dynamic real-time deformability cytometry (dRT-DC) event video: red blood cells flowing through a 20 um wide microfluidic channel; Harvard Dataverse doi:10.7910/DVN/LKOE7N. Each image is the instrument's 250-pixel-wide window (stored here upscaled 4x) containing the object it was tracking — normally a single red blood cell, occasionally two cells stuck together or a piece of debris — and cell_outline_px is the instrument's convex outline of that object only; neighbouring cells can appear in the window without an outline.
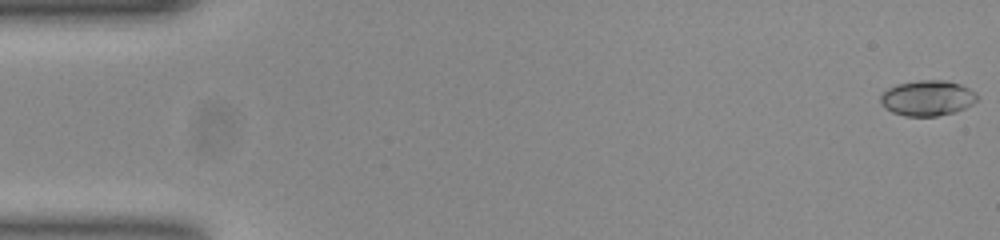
{"species": "common noctule bat (a hibernating species)", "species_latin": "Nyctalus noctula", "temperature_condition": "room temperature", "stored_images_in_passage": 53, "camera_frame_rate_fps": 3000, "um_per_image_px": 0.085, "animal": {"sex": "female", "body_mass_g": 23.0, "forearm_length_mm": 53.4}, "frame": {"image": 1, "passage_image": 1, "time_ms": 0.0, "image_size_px": [1000, 240], "cell_outline_px": [[980, 96], [972, 104], [956, 112], [936, 116], [904, 116], [892, 112], [884, 108], [880, 104], [880, 96], [888, 88], [896, 84], [920, 80], [948, 80], [960, 84], [976, 92]], "centroid_in_image_um": [78.83, 8.33], "position_along_channel_um": 6.2, "area_um2": 20.17}}
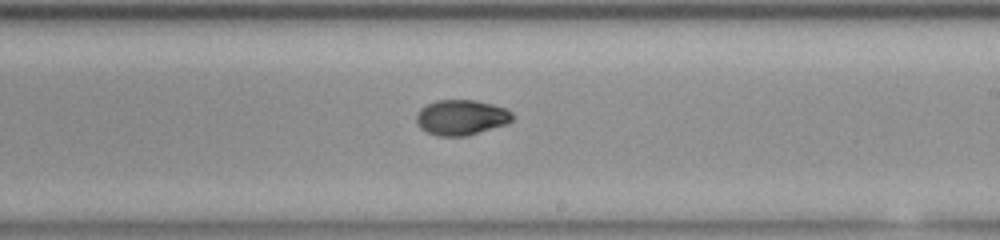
{"frame": {"image": 2, "passage_image": 31, "time_ms": 10.0, "image_size_px": [1000, 240], "cell_outline_px": [[512, 120], [508, 124], [464, 136], [436, 136], [420, 128], [416, 120], [416, 116], [420, 108], [436, 100], [476, 100], [492, 104], [504, 108], [512, 112]], "centroid_in_image_um": [39.2, 9.98], "position_along_channel_um": 249.8, "area_um2": 19.71}}
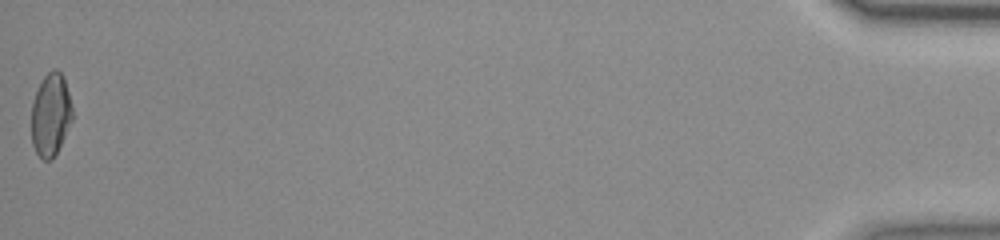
{"frame": {"image": 3, "passage_image": 53, "time_ms": 17.333, "image_size_px": [1000, 240], "cell_outline_px": [[72, 120], [52, 160], [44, 160], [36, 152], [32, 144], [32, 100], [44, 76], [52, 68], [56, 68], [64, 76], [72, 108]], "centroid_in_image_um": [4.3, 9.72], "position_along_channel_um": 430.9, "area_um2": 19.54}, "authors_computed_cell_mechanics": {"area_um2": 19.5942, "velocity_mm_per_s": 3.8754, "shape_relaxation_time_tau1_ms": 9.1431, "shape_relaxation_time_tau2_ms": 1.7169, "deformation_change_tau1": 0.2145, "deformation_change_tau2": 0.0449}}